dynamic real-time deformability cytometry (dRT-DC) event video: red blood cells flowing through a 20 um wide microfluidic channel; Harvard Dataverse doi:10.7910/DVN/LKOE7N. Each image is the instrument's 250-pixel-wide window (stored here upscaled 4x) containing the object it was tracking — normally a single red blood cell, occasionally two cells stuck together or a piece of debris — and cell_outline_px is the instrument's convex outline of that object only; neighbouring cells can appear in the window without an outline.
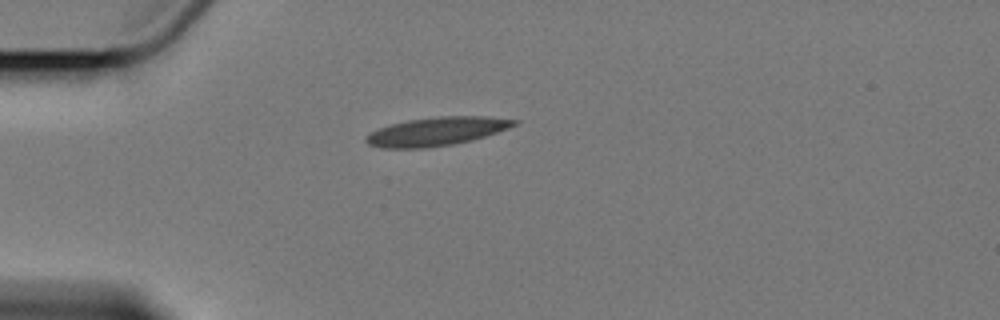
{"species": "Egyptian fruit bat (a non-hibernating species)", "species_latin": "Rousettus aegyptiacus", "temperature_condition": "cold", "stored_images_in_passage": 7, "camera_frame_rate_fps": 3000, "um_per_image_px": 0.085, "animal": {"sex": "female"}, "frame": {"image": 1, "passage_image": 5, "time_ms": 8.0, "image_size_px": [1000, 320], "cell_outline_px": [[520, 120], [516, 124], [508, 128], [472, 140], [452, 144], [428, 148], [384, 148], [368, 144], [364, 140], [364, 136], [368, 132], [392, 124], [408, 120], [436, 116], [488, 116]], "centroid_in_image_um": [37.09, 11.16], "position_along_channel_um": 47.9, "area_um2": 24.62}}